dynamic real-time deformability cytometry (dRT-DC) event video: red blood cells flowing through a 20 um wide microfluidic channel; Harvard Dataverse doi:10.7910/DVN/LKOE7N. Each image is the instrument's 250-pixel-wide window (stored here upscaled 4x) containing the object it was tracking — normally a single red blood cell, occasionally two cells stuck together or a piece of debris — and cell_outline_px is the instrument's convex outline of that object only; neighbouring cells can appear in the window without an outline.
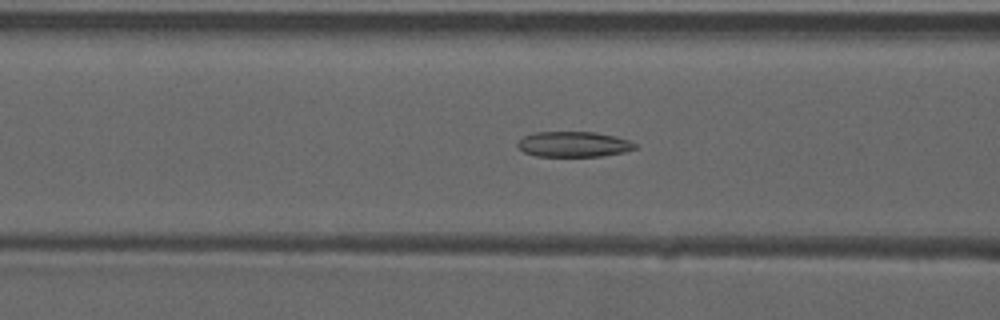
{"species": "common noctule bat (a hibernating species)", "species_latin": "Nyctalus noctula", "temperature_condition": "warm", "stored_images_in_passage": 52, "camera_frame_rate_fps": 3000, "um_per_image_px": 0.085, "animal": {"sex": "male", "forearm_length_mm": 52.5}, "frame": {"image": 1, "passage_image": 21, "time_ms": 6.667, "image_size_px": [1000, 320], "cell_outline_px": [[636, 148], [624, 152], [600, 156], [536, 156], [524, 152], [516, 144], [524, 136], [532, 132], [596, 132], [616, 136], [628, 140], [636, 144]], "centroid_in_image_um": [48.75, 12.25], "position_along_channel_um": 117.8, "area_um2": 17.34}}
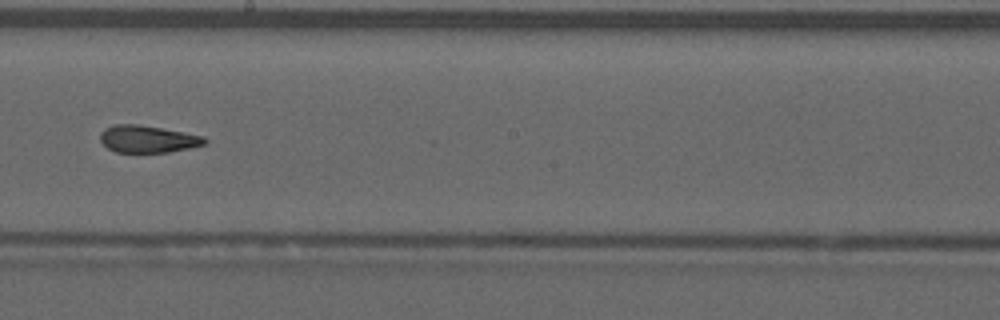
{"frame": {"image": 2, "passage_image": 30, "time_ms": 9.667, "image_size_px": [1000, 320], "cell_outline_px": [[208, 144], [168, 152], [116, 152], [108, 148], [100, 140], [100, 132], [104, 128], [116, 124], [136, 124], [160, 128], [204, 136], [208, 140]], "centroid_in_image_um": [12.56, 11.82], "position_along_channel_um": 235.6, "area_um2": 16.47}}
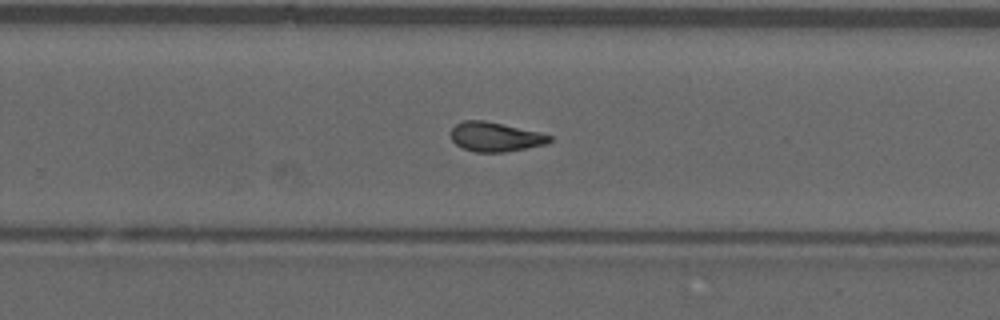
{"frame": {"image": 3, "passage_image": 34, "time_ms": 11.0, "image_size_px": [1000, 320], "cell_outline_px": [[552, 140], [548, 144], [508, 152], [476, 152], [464, 148], [456, 144], [452, 140], [452, 128], [456, 124], [464, 120], [484, 120], [540, 132], [552, 136]], "centroid_in_image_um": [42.15, 11.64], "position_along_channel_um": 287.7, "area_um2": 16.94}, "authors_computed_cell_mechanics": {"area_um2": 17.3689, "velocity_mm_per_s": 3.9236, "shape_relaxation_time_tau1_ms": null, "shape_relaxation_time_tau2_ms": 3.141, "deformation_change_tau1": null, "deformation_change_tau2": 0.1096}}